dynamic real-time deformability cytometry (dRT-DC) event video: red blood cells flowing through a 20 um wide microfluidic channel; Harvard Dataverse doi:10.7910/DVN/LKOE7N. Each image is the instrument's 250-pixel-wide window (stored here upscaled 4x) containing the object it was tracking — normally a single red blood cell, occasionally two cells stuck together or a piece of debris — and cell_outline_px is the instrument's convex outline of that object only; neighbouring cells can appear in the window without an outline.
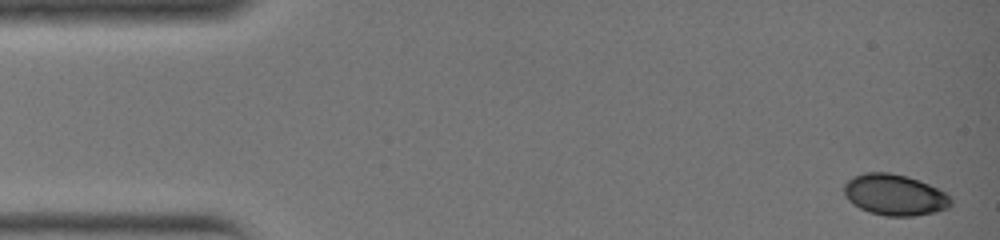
{"species": "common noctule bat (a hibernating species)", "species_latin": "Nyctalus noctula", "temperature_condition": "warm", "stored_images_in_passage": 33, "camera_frame_rate_fps": 3000, "um_per_image_px": 0.085, "animal": {"sex": "female", "body_mass_g": 19.0, "forearm_length_mm": 51.5}, "frame": {"image": 1, "passage_image": 1, "time_ms": 0.0, "image_size_px": [1000, 240], "cell_outline_px": [[952, 204], [948, 208], [936, 212], [916, 216], [884, 216], [868, 212], [860, 208], [848, 200], [844, 196], [844, 184], [852, 176], [864, 172], [888, 172], [908, 176], [920, 180], [952, 196]], "centroid_in_image_um": [76.05, 16.56], "position_along_channel_um": 9.0, "area_um2": 25.95}}
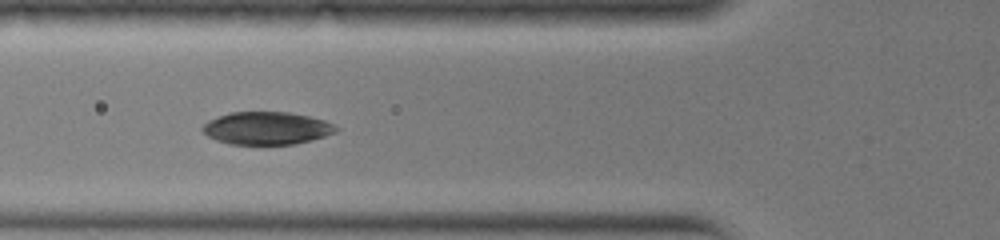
{"frame": {"image": 2, "passage_image": 13, "time_ms": 4.0, "image_size_px": [1000, 240], "cell_outline_px": [[340, 128], [336, 132], [312, 140], [296, 144], [228, 144], [216, 140], [208, 136], [200, 128], [208, 120], [232, 112], [288, 112], [308, 116], [324, 120]], "centroid_in_image_um": [22.67, 10.9], "position_along_channel_um": 103.1, "area_um2": 25.37}}
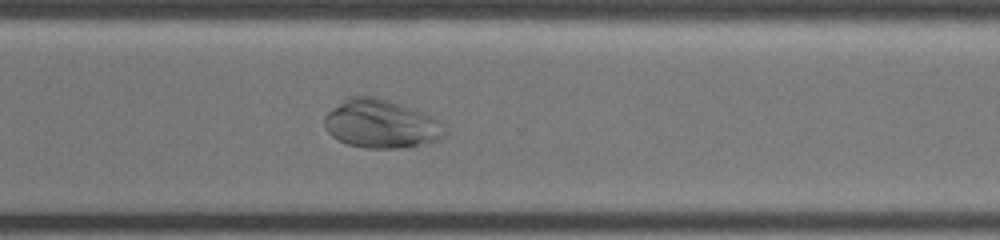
{"frame": {"image": 3, "passage_image": 26, "time_ms": 8.333, "image_size_px": [1000, 240], "cell_outline_px": [[448, 132], [444, 136], [436, 140], [420, 144], [400, 148], [364, 148], [348, 144], [332, 136], [324, 128], [324, 116], [332, 108], [348, 96], [376, 96], [416, 108], [440, 120]], "centroid_in_image_um": [32.4, 10.51], "position_along_channel_um": 338.2, "area_um2": 34.33}}